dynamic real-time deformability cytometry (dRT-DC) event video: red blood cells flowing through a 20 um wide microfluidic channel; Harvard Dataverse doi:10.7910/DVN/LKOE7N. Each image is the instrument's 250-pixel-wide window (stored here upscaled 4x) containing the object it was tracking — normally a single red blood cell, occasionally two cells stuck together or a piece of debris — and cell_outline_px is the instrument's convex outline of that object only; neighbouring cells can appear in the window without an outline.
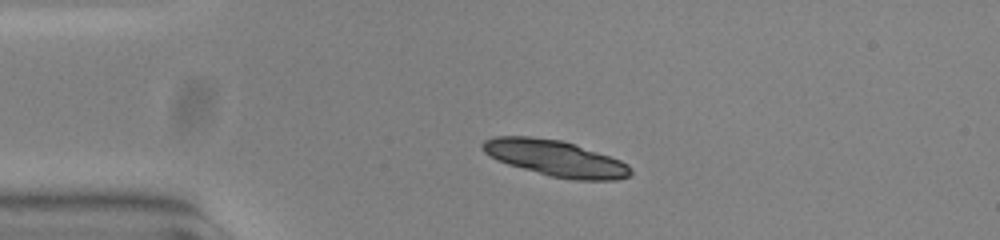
{"species": "common noctule bat (a hibernating species)", "species_latin": "Nyctalus noctula", "temperature_condition": "warm", "stored_images_in_passage": 43, "camera_frame_rate_fps": 3000, "um_per_image_px": 0.085, "animal": {"sex": "female", "body_mass_g": 23.0, "forearm_length_mm": 53.4}, "frame": {"image": 1, "passage_image": 1, "time_ms": 0.0, "image_size_px": [1000, 240], "cell_outline_px": [[632, 172], [628, 176], [616, 180], [576, 180], [552, 176], [508, 164], [496, 160], [484, 152], [480, 148], [480, 144], [484, 140], [496, 136], [532, 136], [560, 140], [620, 160], [628, 164], [632, 168]], "centroid_in_image_um": [47.17, 13.45], "position_along_channel_um": 37.8, "area_um2": 30.75}}